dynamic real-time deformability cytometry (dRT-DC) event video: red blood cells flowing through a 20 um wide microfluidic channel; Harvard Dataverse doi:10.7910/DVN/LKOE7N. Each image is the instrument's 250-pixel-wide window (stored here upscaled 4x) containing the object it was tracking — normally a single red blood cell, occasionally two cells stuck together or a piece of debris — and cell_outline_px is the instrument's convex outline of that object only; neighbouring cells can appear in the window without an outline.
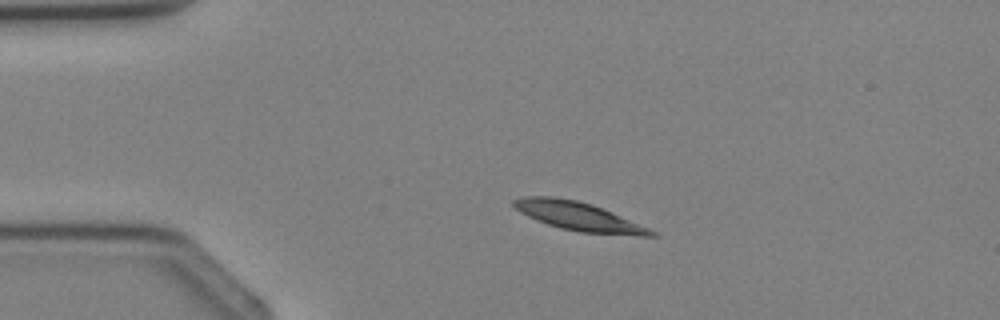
{"species": "Egyptian fruit bat (a non-hibernating species)", "species_latin": "Rousettus aegyptiacus", "temperature_condition": "cold", "stored_images_in_passage": 2, "camera_frame_rate_fps": 3000, "um_per_image_px": 0.085, "animal": {"sex": "female"}, "frame": {"image": 1, "passage_image": 1, "time_ms": 0.0, "image_size_px": [1000, 320], "cell_outline_px": [[660, 236], [636, 236], [580, 232], [560, 228], [536, 220], [520, 212], [512, 204], [512, 200], [520, 196], [556, 196], [576, 200], [592, 204], [612, 212], [648, 228], [656, 232]], "centroid_in_image_um": [49.16, 18.38], "position_along_channel_um": 35.8, "area_um2": 22.95}}
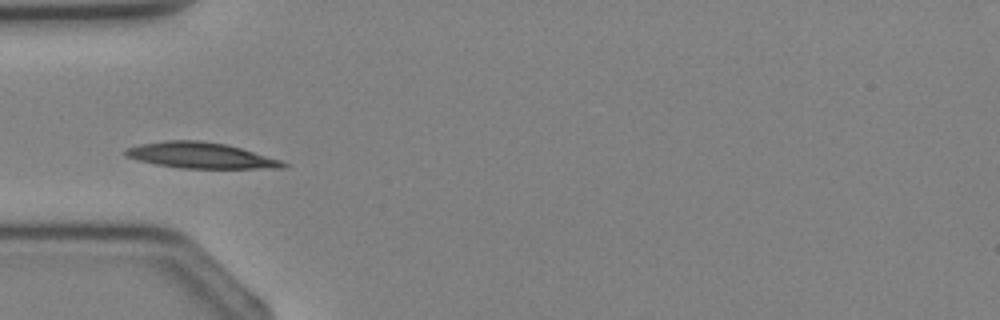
{"frame": {"image": 2, "passage_image": 2, "time_ms": 1.333, "image_size_px": [1000, 320], "cell_outline_px": [[288, 164], [284, 168], [180, 168], [156, 164], [136, 160], [124, 156], [124, 152], [128, 148], [140, 144], [164, 140], [196, 140], [224, 144], [240, 148], [280, 160]], "centroid_in_image_um": [17.0, 13.21], "position_along_channel_um": 68.0, "area_um2": 23.47}}